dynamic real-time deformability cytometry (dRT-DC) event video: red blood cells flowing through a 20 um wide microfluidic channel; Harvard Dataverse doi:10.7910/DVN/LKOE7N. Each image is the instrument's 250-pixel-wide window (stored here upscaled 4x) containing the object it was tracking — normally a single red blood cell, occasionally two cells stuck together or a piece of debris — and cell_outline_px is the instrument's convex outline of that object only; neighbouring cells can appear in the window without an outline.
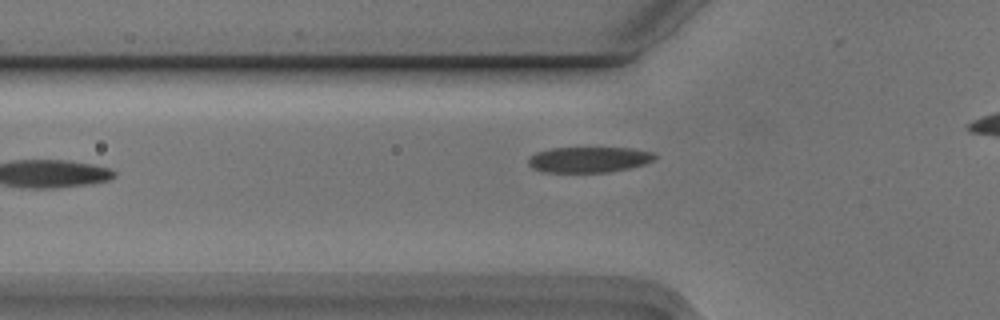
{"species": "Egyptian fruit bat (a non-hibernating species)", "species_latin": "Rousettus aegyptiacus", "temperature_condition": "cold", "stored_images_in_passage": 5, "camera_frame_rate_fps": 3000, "um_per_image_px": 0.085, "animal": {"sex": "male"}, "frame": {"image": 1, "passage_image": 5, "time_ms": 1.333, "image_size_px": [1000, 320], "cell_outline_px": [[656, 156], [652, 160], [644, 164], [628, 168], [608, 172], [544, 172], [532, 168], [528, 164], [528, 156], [536, 152], [552, 148], [632, 148], [652, 152]], "centroid_in_image_um": [50.0, 13.56], "position_along_channel_um": 75.8, "area_um2": 18.84}}